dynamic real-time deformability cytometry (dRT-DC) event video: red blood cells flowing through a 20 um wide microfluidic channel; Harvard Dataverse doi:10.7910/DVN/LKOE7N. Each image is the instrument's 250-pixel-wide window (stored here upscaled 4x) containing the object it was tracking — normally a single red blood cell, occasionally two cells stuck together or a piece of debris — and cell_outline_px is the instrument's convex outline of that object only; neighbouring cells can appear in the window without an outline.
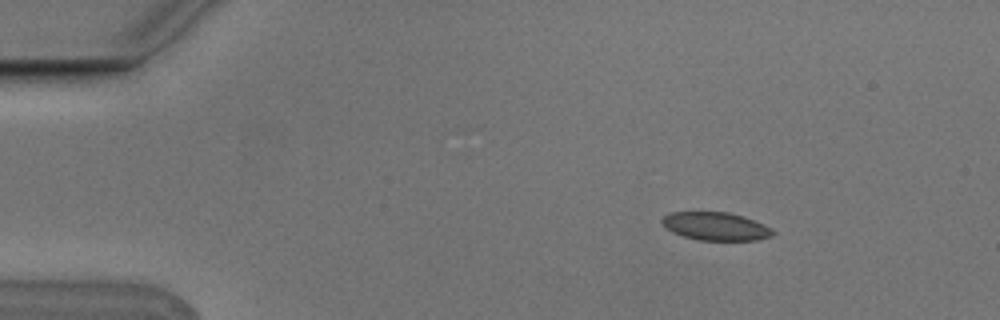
{"species": "Egyptian fruit bat (a non-hibernating species)", "species_latin": "Rousettus aegyptiacus", "temperature_condition": "cold", "stored_images_in_passage": 7, "camera_frame_rate_fps": 3000, "um_per_image_px": 0.085, "animal": {"sex": "male"}, "frame": {"image": 1, "passage_image": 2, "time_ms": 0.333, "image_size_px": [1000, 320], "cell_outline_px": [[776, 232], [772, 236], [756, 240], [700, 240], [684, 236], [672, 232], [660, 220], [664, 216], [672, 212], [728, 212], [744, 216], [764, 224], [772, 228]], "centroid_in_image_um": [60.88, 19.23], "position_along_channel_um": 24.1, "area_um2": 18.09}}
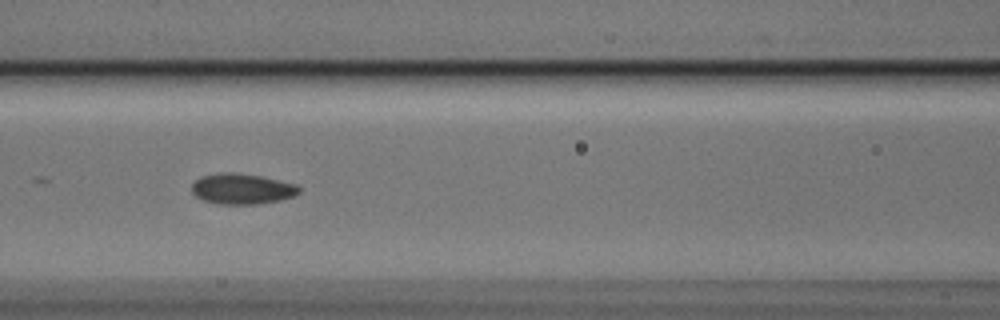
{"frame": {"image": 2, "passage_image": 6, "time_ms": 1.667, "image_size_px": [1000, 320], "cell_outline_px": [[300, 192], [292, 196], [280, 200], [260, 204], [220, 204], [204, 200], [196, 196], [192, 192], [192, 184], [200, 176], [220, 172], [232, 172], [260, 176], [296, 184], [300, 188]], "centroid_in_image_um": [20.56, 16.05], "position_along_channel_um": 146.0, "area_um2": 19.07}}
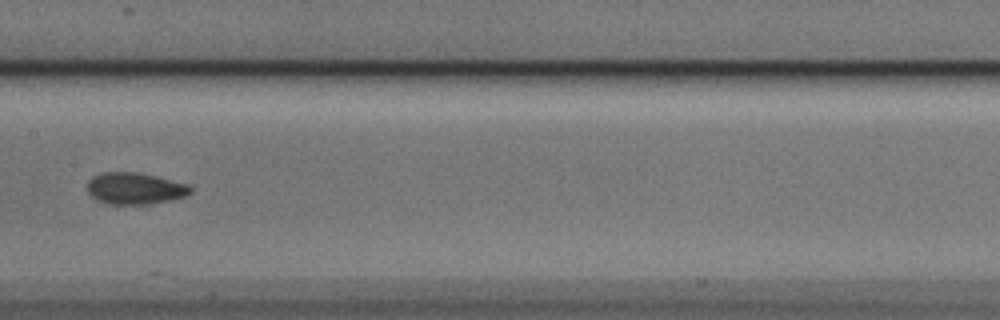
{"frame": {"image": 3, "passage_image": 7, "time_ms": 2.0, "image_size_px": [1000, 320], "cell_outline_px": [[192, 192], [184, 196], [168, 200], [148, 204], [108, 204], [96, 200], [88, 192], [88, 180], [92, 176], [104, 172], [136, 172], [156, 176], [188, 184], [192, 188]], "centroid_in_image_um": [11.45, 16.01], "position_along_channel_um": 196.0, "area_um2": 18.96}}